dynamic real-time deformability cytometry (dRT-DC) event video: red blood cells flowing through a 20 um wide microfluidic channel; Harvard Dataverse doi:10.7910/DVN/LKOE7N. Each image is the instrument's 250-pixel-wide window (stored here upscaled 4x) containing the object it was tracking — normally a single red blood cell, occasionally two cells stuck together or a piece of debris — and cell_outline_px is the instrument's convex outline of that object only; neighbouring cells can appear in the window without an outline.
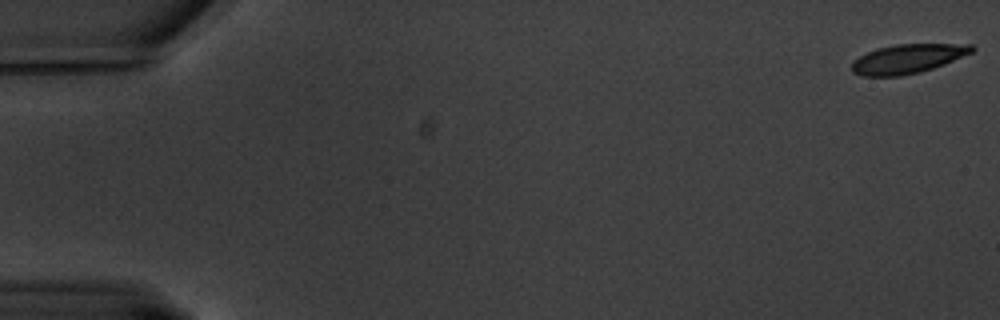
{"species": "common noctule bat (a hibernating species)", "species_latin": "Nyctalus noctula", "temperature_condition": "warm", "stored_images_in_passage": 63, "camera_frame_rate_fps": 3000, "um_per_image_px": 0.085, "animal": {"sex": "male", "body_mass_g": 20.1, "forearm_length_mm": 53.5}, "frame": {"image": 1, "passage_image": 1, "time_ms": 0.0, "image_size_px": [1000, 320], "cell_outline_px": [[976, 48], [972, 52], [944, 64], [920, 72], [900, 76], [860, 76], [852, 72], [852, 64], [860, 56], [876, 48], [896, 44], [972, 44]], "centroid_in_image_um": [77.15, 4.99], "position_along_channel_um": 7.8, "area_um2": 20.29}}
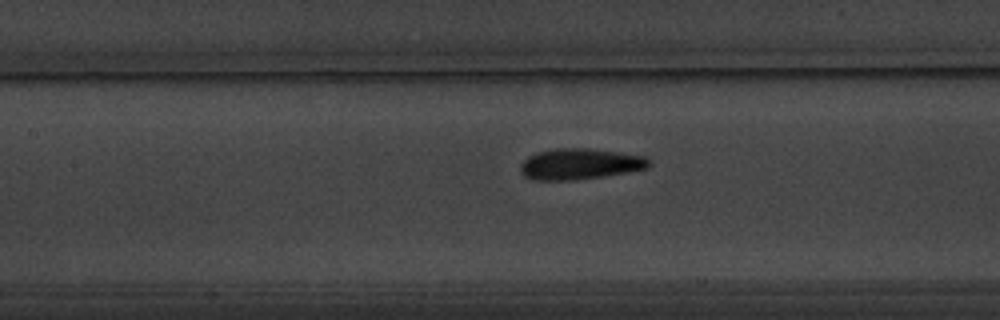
{"frame": {"image": 2, "passage_image": 29, "time_ms": 9.333, "image_size_px": [1000, 320], "cell_outline_px": [[652, 164], [648, 168], [604, 176], [576, 180], [536, 180], [524, 176], [520, 172], [520, 164], [528, 156], [540, 152], [556, 148], [588, 148], [644, 156]], "centroid_in_image_um": [49.27, 13.94], "position_along_channel_um": 158.1, "area_um2": 23.06}}
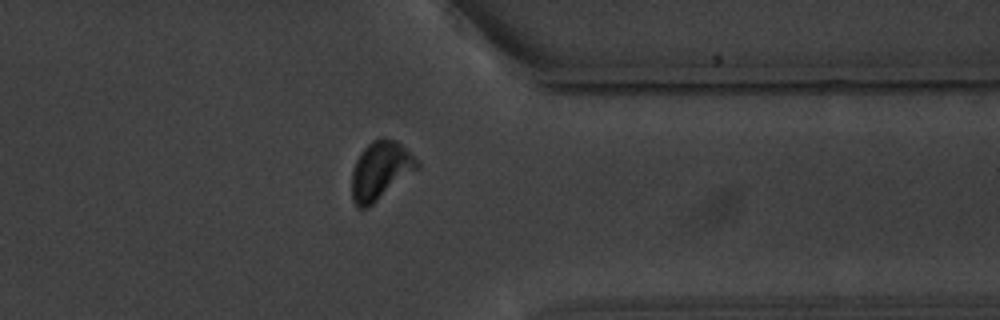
{"frame": {"image": 3, "passage_image": 50, "time_ms": 16.333, "image_size_px": [1000, 320], "cell_outline_px": [[420, 168], [368, 208], [356, 208], [352, 200], [352, 172], [356, 160], [360, 152], [372, 140], [380, 136], [384, 136], [396, 140], [420, 160]], "centroid_in_image_um": [32.36, 14.48], "position_along_channel_um": 379.0, "area_um2": 22.72}, "authors_computed_cell_mechanics": {"area_um2": 21.7328, "velocity_mm_per_s": 3.2415, "shape_relaxation_time_tau1_ms": 2.4882, "shape_relaxation_time_tau2_ms": 0.7596, "deformation_change_tau1": 0.1453, "deformation_change_tau2": 0.0714}}